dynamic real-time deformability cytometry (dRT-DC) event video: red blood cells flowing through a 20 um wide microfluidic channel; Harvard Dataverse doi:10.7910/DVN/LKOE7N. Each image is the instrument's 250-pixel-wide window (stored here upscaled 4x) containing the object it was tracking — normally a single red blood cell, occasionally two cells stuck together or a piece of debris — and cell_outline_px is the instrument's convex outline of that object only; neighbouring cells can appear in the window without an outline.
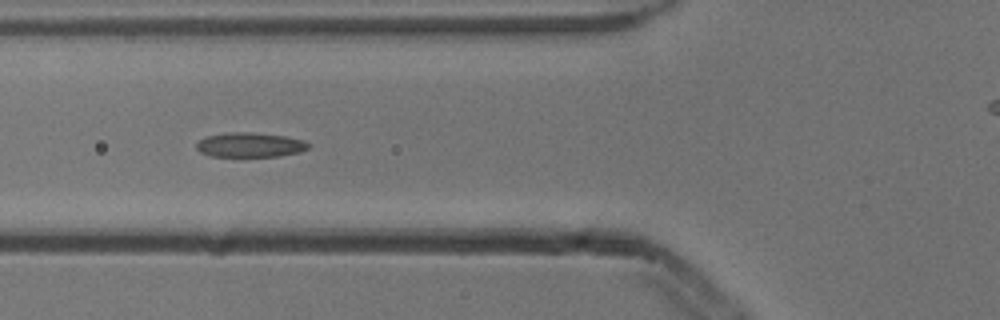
{"species": "common noctule bat (a hibernating species)", "species_latin": "Nyctalus noctula", "temperature_condition": "cold", "stored_images_in_passage": 6, "camera_frame_rate_fps": 3000, "um_per_image_px": 0.085, "animal": {"sex": "male", "body_mass_g": 13.3}, "frame": {"image": 1, "passage_image": 4, "time_ms": 1.0, "image_size_px": [1000, 320], "cell_outline_px": [[312, 144], [308, 148], [300, 152], [280, 156], [212, 156], [200, 152], [196, 148], [196, 144], [200, 140], [208, 136], [228, 132], [248, 132], [284, 136], [304, 140]], "centroid_in_image_um": [21.28, 12.31], "position_along_channel_um": 104.5, "area_um2": 15.95}}
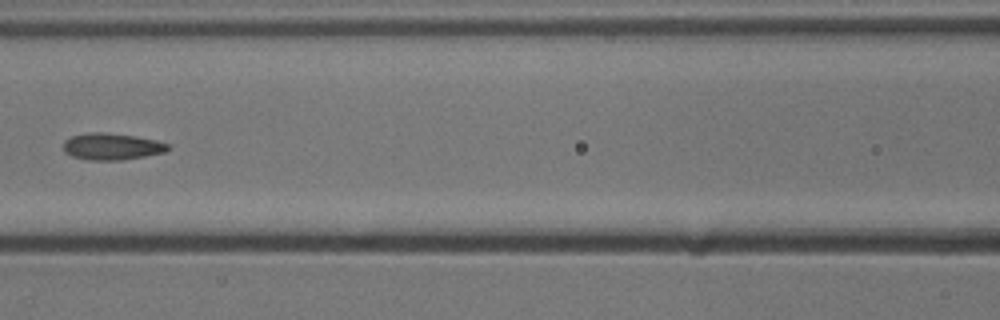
{"frame": {"image": 2, "passage_image": 5, "time_ms": 1.333, "image_size_px": [1000, 320], "cell_outline_px": [[172, 148], [164, 152], [144, 156], [120, 160], [88, 160], [72, 156], [64, 152], [64, 140], [72, 136], [88, 132], [104, 132], [132, 136], [156, 140], [168, 144]], "centroid_in_image_um": [9.49, 12.45], "position_along_channel_um": 157.1, "area_um2": 16.18}}
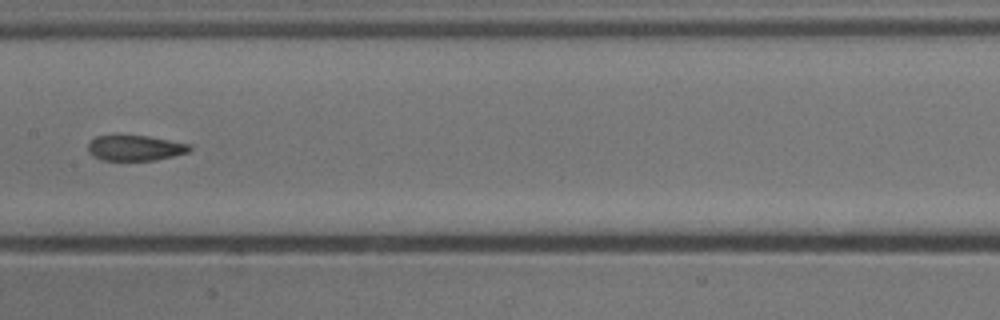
{"frame": {"image": 3, "passage_image": 6, "time_ms": 1.667, "image_size_px": [1000, 320], "cell_outline_px": [[192, 148], [188, 152], [156, 160], [104, 160], [92, 156], [88, 152], [88, 144], [96, 136], [148, 136], [192, 144]], "centroid_in_image_um": [11.51, 12.58], "position_along_channel_um": 195.9, "area_um2": 14.97}}